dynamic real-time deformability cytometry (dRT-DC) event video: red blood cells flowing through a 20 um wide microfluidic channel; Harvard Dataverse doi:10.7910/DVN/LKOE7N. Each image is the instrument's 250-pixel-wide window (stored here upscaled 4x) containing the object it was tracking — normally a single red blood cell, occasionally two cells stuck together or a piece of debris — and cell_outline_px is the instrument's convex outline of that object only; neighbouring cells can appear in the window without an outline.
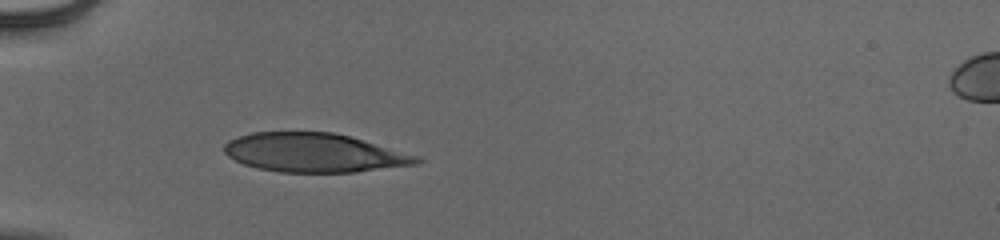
{"species": "human", "species_latin": "Homo sapiens", "temperature_condition": "cold", "stored_images_in_passage": 33, "camera_frame_rate_fps": 3000, "um_per_image_px": 0.085, "donor": {"sex": "male"}, "frame": {"image": 1, "passage_image": 1, "time_ms": 0.0, "image_size_px": [1000, 240], "cell_outline_px": [[424, 160], [416, 164], [356, 172], [280, 172], [256, 168], [244, 164], [228, 156], [224, 152], [224, 144], [228, 140], [252, 132], [332, 132], [348, 136], [420, 156]], "centroid_in_image_um": [26.69, 12.98], "position_along_channel_um": 58.3, "area_um2": 43.47}}
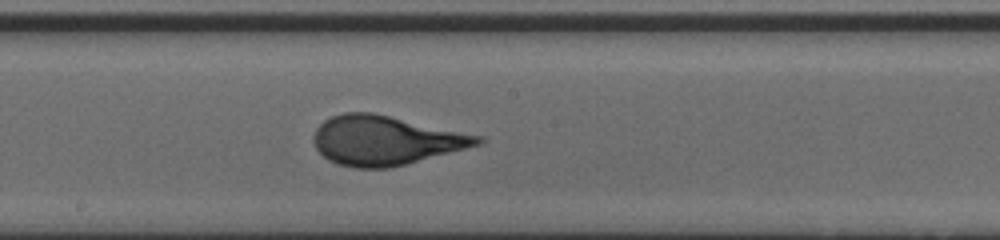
{"frame": {"image": 2, "passage_image": 14, "time_ms": 4.333, "image_size_px": [1000, 240], "cell_outline_px": [[484, 140], [480, 144], [404, 164], [388, 168], [352, 168], [336, 164], [328, 160], [316, 148], [312, 140], [312, 136], [316, 128], [324, 120], [332, 116], [344, 112], [372, 112], [484, 136]], "centroid_in_image_um": [32.71, 11.92], "position_along_channel_um": 215.5, "area_um2": 46.93}}
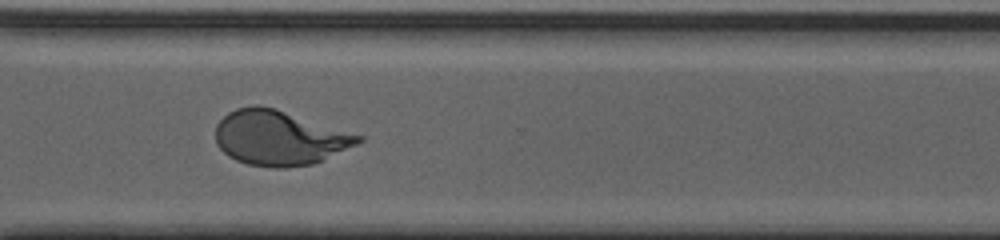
{"frame": {"image": 3, "passage_image": 24, "time_ms": 7.667, "image_size_px": [1000, 240], "cell_outline_px": [[364, 140], [356, 144], [312, 164], [284, 168], [272, 168], [248, 164], [236, 160], [228, 156], [216, 144], [216, 124], [228, 112], [236, 108], [256, 104], [276, 108], [364, 136]], "centroid_in_image_um": [23.71, 11.7], "position_along_channel_um": 346.9, "area_um2": 45.49}, "authors_computed_cell_mechanics": {"area_um2": 45.4886, "velocity_mm_per_s": 3.9381, "shape_relaxation_time_tau1_ms": 4.8346, "shape_relaxation_time_tau2_ms": null, "deformation_change_tau1": 0.2402, "deformation_change_tau2": null}}